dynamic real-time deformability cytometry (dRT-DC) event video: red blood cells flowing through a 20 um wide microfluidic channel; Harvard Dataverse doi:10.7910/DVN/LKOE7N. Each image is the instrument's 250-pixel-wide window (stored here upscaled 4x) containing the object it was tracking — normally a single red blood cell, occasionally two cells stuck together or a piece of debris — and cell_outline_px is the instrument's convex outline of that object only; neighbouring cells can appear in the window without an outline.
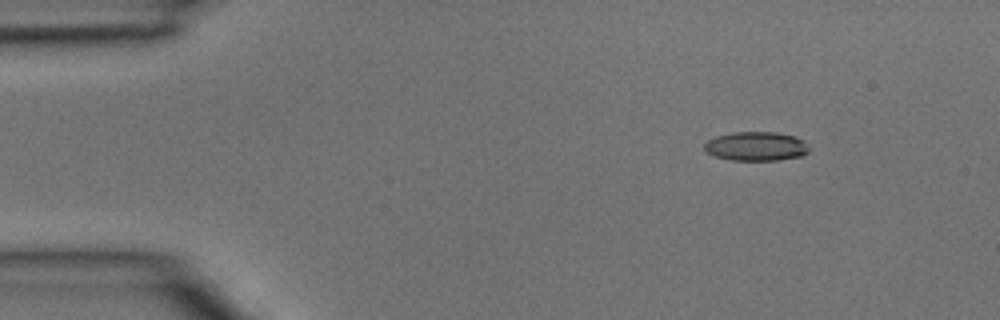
{"species": "common noctule bat (a hibernating species)", "species_latin": "Nyctalus noctula", "temperature_condition": "room temperature", "stored_images_in_passage": 4, "camera_frame_rate_fps": 3000, "um_per_image_px": 0.085, "animal": {"sex": "male", "body_mass_g": 15.6}, "frame": {"image": 1, "passage_image": 1, "time_ms": 0.0, "image_size_px": [1000, 320], "cell_outline_px": [[808, 152], [800, 156], [776, 160], [732, 160], [716, 156], [708, 152], [704, 148], [704, 144], [708, 140], [716, 136], [732, 132], [776, 132], [796, 136], [804, 140], [808, 148]], "centroid_in_image_um": [64.28, 12.42], "position_along_channel_um": 20.7, "area_um2": 17.63}}